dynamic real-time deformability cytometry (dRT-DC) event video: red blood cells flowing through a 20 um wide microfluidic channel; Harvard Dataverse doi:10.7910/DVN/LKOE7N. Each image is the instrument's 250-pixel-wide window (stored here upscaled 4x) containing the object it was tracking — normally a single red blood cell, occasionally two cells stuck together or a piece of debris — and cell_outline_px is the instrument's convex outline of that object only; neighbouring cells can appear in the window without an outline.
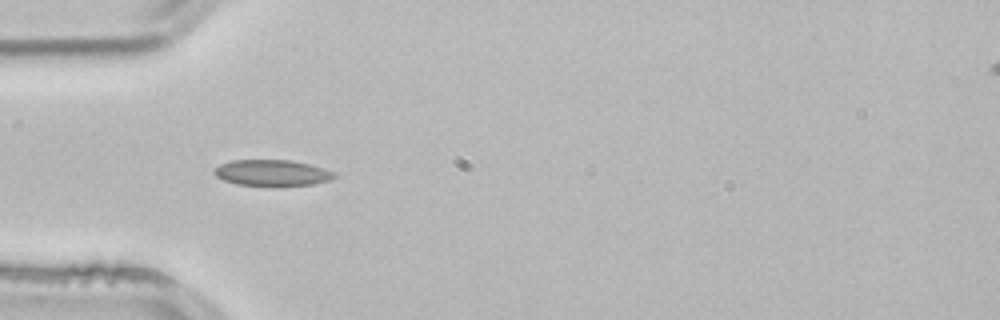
{"species": "common noctule bat (a hibernating species)", "species_latin": "Nyctalus noctula", "temperature_condition": "room temperature", "stored_images_in_passage": 1, "camera_frame_rate_fps": 3000, "um_per_image_px": 0.085, "animal": {"sex": "male", "body_mass_g": 21.5, "forearm_length_mm": 52.0}, "frame": {"image": 1, "passage_image": 1, "time_ms": 0.0, "image_size_px": [1000, 320], "cell_outline_px": [[340, 176], [332, 180], [312, 184], [276, 188], [236, 184], [224, 180], [216, 176], [212, 172], [212, 168], [220, 164], [232, 160], [292, 160], [308, 164], [336, 172]], "centroid_in_image_um": [23.15, 14.72], "position_along_channel_um": 61.9, "area_um2": 19.07}}